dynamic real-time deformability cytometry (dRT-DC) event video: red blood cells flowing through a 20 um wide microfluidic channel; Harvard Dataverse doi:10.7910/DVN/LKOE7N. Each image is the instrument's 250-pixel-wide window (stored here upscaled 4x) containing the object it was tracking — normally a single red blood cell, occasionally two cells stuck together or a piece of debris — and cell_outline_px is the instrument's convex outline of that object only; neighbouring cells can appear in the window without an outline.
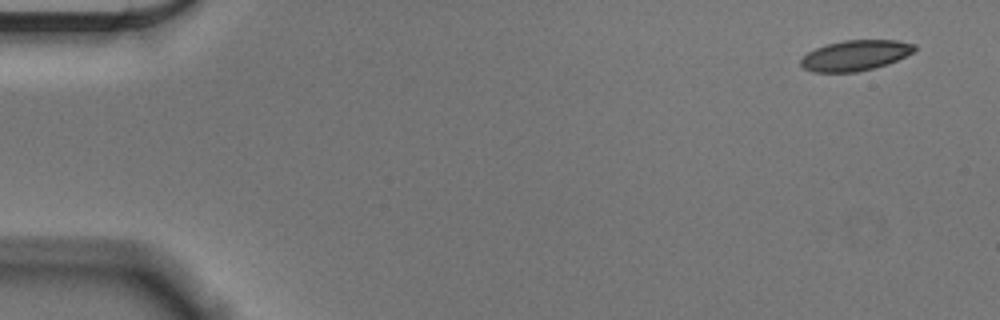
{"species": "Egyptian fruit bat (a non-hibernating species)", "species_latin": "Rousettus aegyptiacus", "temperature_condition": "cold", "stored_images_in_passage": 53, "camera_frame_rate_fps": 3000, "um_per_image_px": 0.085, "animal": {"sex": "male"}, "frame": {"image": 1, "passage_image": 1, "time_ms": 0.0, "image_size_px": [1000, 320], "cell_outline_px": [[916, 48], [912, 52], [888, 64], [856, 72], [812, 72], [804, 68], [800, 64], [800, 60], [808, 52], [816, 48], [828, 44], [844, 40], [896, 40], [916, 44]], "centroid_in_image_um": [72.69, 4.71], "position_along_channel_um": 12.3, "area_um2": 20.0}}
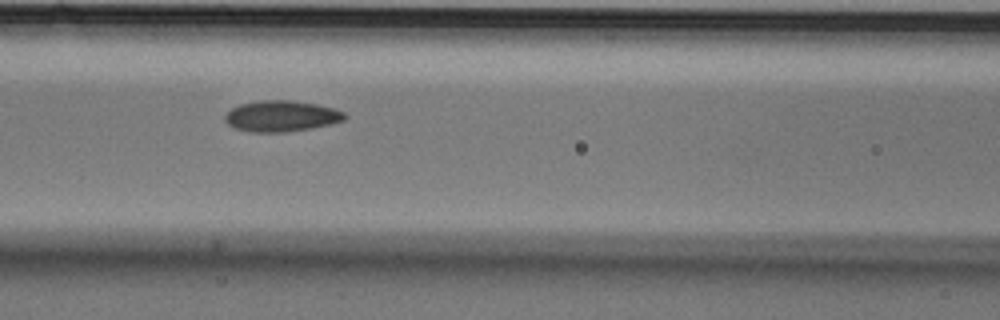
{"frame": {"image": 2, "passage_image": 22, "time_ms": 7.0, "image_size_px": [1000, 320], "cell_outline_px": [[348, 116], [344, 120], [328, 124], [308, 128], [284, 132], [248, 132], [236, 128], [228, 124], [224, 120], [224, 116], [232, 108], [240, 104], [260, 100], [288, 100], [316, 104], [332, 108], [344, 112]], "centroid_in_image_um": [23.88, 9.86], "position_along_channel_um": 142.7, "area_um2": 21.39}}
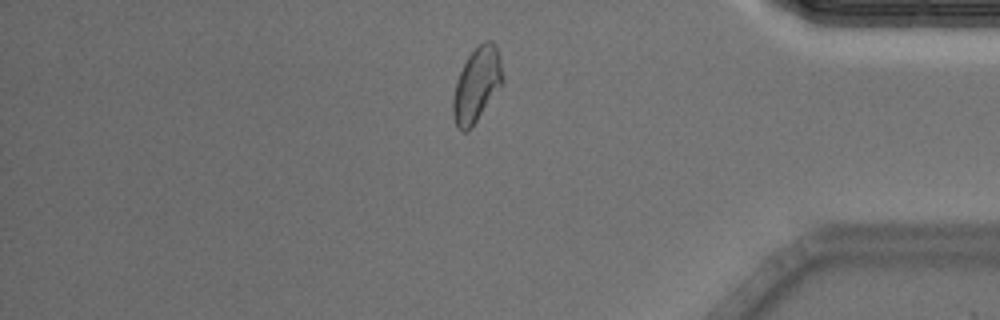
{"frame": {"image": 3, "passage_image": 45, "time_ms": 14.667, "image_size_px": [1000, 320], "cell_outline_px": [[504, 80], [476, 120], [464, 132], [460, 132], [456, 124], [452, 112], [452, 100], [456, 80], [468, 56], [484, 40], [492, 40], [496, 44], [500, 52]], "centroid_in_image_um": [40.53, 7.13], "position_along_channel_um": 394.7, "area_um2": 21.21}, "authors_computed_cell_mechanics": {"area_um2": 21.097, "velocity_mm_per_s": 3.6104, "shape_relaxation_time_tau1_ms": 10.0511, "shape_relaxation_time_tau2_ms": 3.009, "deformation_change_tau1": 0.1765, "deformation_change_tau2": 0.0766}}